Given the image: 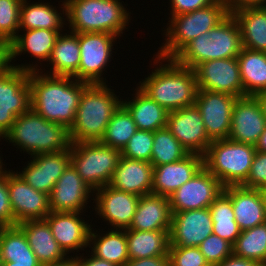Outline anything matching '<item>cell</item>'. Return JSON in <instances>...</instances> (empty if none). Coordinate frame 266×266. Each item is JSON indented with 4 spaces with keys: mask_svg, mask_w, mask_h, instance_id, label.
Wrapping results in <instances>:
<instances>
[{
    "mask_svg": "<svg viewBox=\"0 0 266 266\" xmlns=\"http://www.w3.org/2000/svg\"><path fill=\"white\" fill-rule=\"evenodd\" d=\"M29 84L30 108L45 120L70 129L75 121L80 97L89 83L35 70L29 72Z\"/></svg>",
    "mask_w": 266,
    "mask_h": 266,
    "instance_id": "cell-1",
    "label": "cell"
},
{
    "mask_svg": "<svg viewBox=\"0 0 266 266\" xmlns=\"http://www.w3.org/2000/svg\"><path fill=\"white\" fill-rule=\"evenodd\" d=\"M153 67L137 84L145 94L168 112L194 105L198 86L193 69L158 55H153Z\"/></svg>",
    "mask_w": 266,
    "mask_h": 266,
    "instance_id": "cell-2",
    "label": "cell"
},
{
    "mask_svg": "<svg viewBox=\"0 0 266 266\" xmlns=\"http://www.w3.org/2000/svg\"><path fill=\"white\" fill-rule=\"evenodd\" d=\"M111 87L89 84L84 89L75 121L69 129L72 143L97 142L103 138L111 117L122 104L121 97Z\"/></svg>",
    "mask_w": 266,
    "mask_h": 266,
    "instance_id": "cell-3",
    "label": "cell"
},
{
    "mask_svg": "<svg viewBox=\"0 0 266 266\" xmlns=\"http://www.w3.org/2000/svg\"><path fill=\"white\" fill-rule=\"evenodd\" d=\"M3 138L30 157L69 150L72 144L66 126L45 120L32 108L15 119Z\"/></svg>",
    "mask_w": 266,
    "mask_h": 266,
    "instance_id": "cell-4",
    "label": "cell"
},
{
    "mask_svg": "<svg viewBox=\"0 0 266 266\" xmlns=\"http://www.w3.org/2000/svg\"><path fill=\"white\" fill-rule=\"evenodd\" d=\"M65 4L66 26L74 33L103 32L120 38L131 20L120 0H65Z\"/></svg>",
    "mask_w": 266,
    "mask_h": 266,
    "instance_id": "cell-5",
    "label": "cell"
},
{
    "mask_svg": "<svg viewBox=\"0 0 266 266\" xmlns=\"http://www.w3.org/2000/svg\"><path fill=\"white\" fill-rule=\"evenodd\" d=\"M229 15L224 0L190 13L169 17L167 29L162 30L165 41L155 55L173 59L189 42L210 31Z\"/></svg>",
    "mask_w": 266,
    "mask_h": 266,
    "instance_id": "cell-6",
    "label": "cell"
},
{
    "mask_svg": "<svg viewBox=\"0 0 266 266\" xmlns=\"http://www.w3.org/2000/svg\"><path fill=\"white\" fill-rule=\"evenodd\" d=\"M254 145L231 139L213 140L203 155V166L225 186L242 185L248 178Z\"/></svg>",
    "mask_w": 266,
    "mask_h": 266,
    "instance_id": "cell-7",
    "label": "cell"
},
{
    "mask_svg": "<svg viewBox=\"0 0 266 266\" xmlns=\"http://www.w3.org/2000/svg\"><path fill=\"white\" fill-rule=\"evenodd\" d=\"M8 63L0 71V136L11 129L15 119L30 108L29 72L39 70L37 64Z\"/></svg>",
    "mask_w": 266,
    "mask_h": 266,
    "instance_id": "cell-8",
    "label": "cell"
},
{
    "mask_svg": "<svg viewBox=\"0 0 266 266\" xmlns=\"http://www.w3.org/2000/svg\"><path fill=\"white\" fill-rule=\"evenodd\" d=\"M71 164L82 180L95 191L109 185L121 158V151L97 142L72 143Z\"/></svg>",
    "mask_w": 266,
    "mask_h": 266,
    "instance_id": "cell-9",
    "label": "cell"
},
{
    "mask_svg": "<svg viewBox=\"0 0 266 266\" xmlns=\"http://www.w3.org/2000/svg\"><path fill=\"white\" fill-rule=\"evenodd\" d=\"M118 36L103 32L78 33L80 46L79 81L89 84H106L103 77ZM112 58V59H111ZM106 80V81H105Z\"/></svg>",
    "mask_w": 266,
    "mask_h": 266,
    "instance_id": "cell-10",
    "label": "cell"
},
{
    "mask_svg": "<svg viewBox=\"0 0 266 266\" xmlns=\"http://www.w3.org/2000/svg\"><path fill=\"white\" fill-rule=\"evenodd\" d=\"M224 186L204 166L168 198L172 214L209 208Z\"/></svg>",
    "mask_w": 266,
    "mask_h": 266,
    "instance_id": "cell-11",
    "label": "cell"
},
{
    "mask_svg": "<svg viewBox=\"0 0 266 266\" xmlns=\"http://www.w3.org/2000/svg\"><path fill=\"white\" fill-rule=\"evenodd\" d=\"M7 186L14 226L45 219L50 213L49 195L32 188L13 170L7 169Z\"/></svg>",
    "mask_w": 266,
    "mask_h": 266,
    "instance_id": "cell-12",
    "label": "cell"
},
{
    "mask_svg": "<svg viewBox=\"0 0 266 266\" xmlns=\"http://www.w3.org/2000/svg\"><path fill=\"white\" fill-rule=\"evenodd\" d=\"M238 97L228 93L198 89L195 105L204 122L208 137L228 139L234 103Z\"/></svg>",
    "mask_w": 266,
    "mask_h": 266,
    "instance_id": "cell-13",
    "label": "cell"
},
{
    "mask_svg": "<svg viewBox=\"0 0 266 266\" xmlns=\"http://www.w3.org/2000/svg\"><path fill=\"white\" fill-rule=\"evenodd\" d=\"M193 70L198 89L244 97L237 57L205 61Z\"/></svg>",
    "mask_w": 266,
    "mask_h": 266,
    "instance_id": "cell-14",
    "label": "cell"
},
{
    "mask_svg": "<svg viewBox=\"0 0 266 266\" xmlns=\"http://www.w3.org/2000/svg\"><path fill=\"white\" fill-rule=\"evenodd\" d=\"M166 128L188 153L203 156L212 142L206 133L202 116L195 104L170 111Z\"/></svg>",
    "mask_w": 266,
    "mask_h": 266,
    "instance_id": "cell-15",
    "label": "cell"
},
{
    "mask_svg": "<svg viewBox=\"0 0 266 266\" xmlns=\"http://www.w3.org/2000/svg\"><path fill=\"white\" fill-rule=\"evenodd\" d=\"M93 205L96 215L110 224L112 229H127L130 227L140 197L116 190L109 185L94 191Z\"/></svg>",
    "mask_w": 266,
    "mask_h": 266,
    "instance_id": "cell-16",
    "label": "cell"
},
{
    "mask_svg": "<svg viewBox=\"0 0 266 266\" xmlns=\"http://www.w3.org/2000/svg\"><path fill=\"white\" fill-rule=\"evenodd\" d=\"M22 171L16 173L32 188L50 194L65 169L71 164L70 149L41 153L30 157Z\"/></svg>",
    "mask_w": 266,
    "mask_h": 266,
    "instance_id": "cell-17",
    "label": "cell"
},
{
    "mask_svg": "<svg viewBox=\"0 0 266 266\" xmlns=\"http://www.w3.org/2000/svg\"><path fill=\"white\" fill-rule=\"evenodd\" d=\"M93 194L94 191L70 164L49 194L50 212H84L88 202L93 200Z\"/></svg>",
    "mask_w": 266,
    "mask_h": 266,
    "instance_id": "cell-18",
    "label": "cell"
},
{
    "mask_svg": "<svg viewBox=\"0 0 266 266\" xmlns=\"http://www.w3.org/2000/svg\"><path fill=\"white\" fill-rule=\"evenodd\" d=\"M212 233L209 208L176 212L172 214L169 247H198Z\"/></svg>",
    "mask_w": 266,
    "mask_h": 266,
    "instance_id": "cell-19",
    "label": "cell"
},
{
    "mask_svg": "<svg viewBox=\"0 0 266 266\" xmlns=\"http://www.w3.org/2000/svg\"><path fill=\"white\" fill-rule=\"evenodd\" d=\"M83 212H50L45 220L48 222L52 234L63 249L70 256L71 252L76 256L79 249L82 251L88 247L89 234L93 225L81 217Z\"/></svg>",
    "mask_w": 266,
    "mask_h": 266,
    "instance_id": "cell-20",
    "label": "cell"
},
{
    "mask_svg": "<svg viewBox=\"0 0 266 266\" xmlns=\"http://www.w3.org/2000/svg\"><path fill=\"white\" fill-rule=\"evenodd\" d=\"M266 127V118L254 96L237 98L231 118L228 139L244 144L256 145Z\"/></svg>",
    "mask_w": 266,
    "mask_h": 266,
    "instance_id": "cell-21",
    "label": "cell"
},
{
    "mask_svg": "<svg viewBox=\"0 0 266 266\" xmlns=\"http://www.w3.org/2000/svg\"><path fill=\"white\" fill-rule=\"evenodd\" d=\"M203 167V156L189 153L183 159L154 167L152 194L169 197Z\"/></svg>",
    "mask_w": 266,
    "mask_h": 266,
    "instance_id": "cell-22",
    "label": "cell"
},
{
    "mask_svg": "<svg viewBox=\"0 0 266 266\" xmlns=\"http://www.w3.org/2000/svg\"><path fill=\"white\" fill-rule=\"evenodd\" d=\"M223 191L230 197L235 221L241 231L266 222V210L261 190L242 185L225 186Z\"/></svg>",
    "mask_w": 266,
    "mask_h": 266,
    "instance_id": "cell-23",
    "label": "cell"
},
{
    "mask_svg": "<svg viewBox=\"0 0 266 266\" xmlns=\"http://www.w3.org/2000/svg\"><path fill=\"white\" fill-rule=\"evenodd\" d=\"M153 172L154 166L150 162L121 156L109 186L139 197L151 194Z\"/></svg>",
    "mask_w": 266,
    "mask_h": 266,
    "instance_id": "cell-24",
    "label": "cell"
},
{
    "mask_svg": "<svg viewBox=\"0 0 266 266\" xmlns=\"http://www.w3.org/2000/svg\"><path fill=\"white\" fill-rule=\"evenodd\" d=\"M172 212L169 198L156 194L140 197L128 229L138 231L165 230L170 232Z\"/></svg>",
    "mask_w": 266,
    "mask_h": 266,
    "instance_id": "cell-25",
    "label": "cell"
},
{
    "mask_svg": "<svg viewBox=\"0 0 266 266\" xmlns=\"http://www.w3.org/2000/svg\"><path fill=\"white\" fill-rule=\"evenodd\" d=\"M19 32L21 34H18L7 46L8 63H14L17 56L22 55V53H29L31 58H36L40 64L43 61L48 63L55 41L61 32L43 28L19 30ZM13 60L14 62H12Z\"/></svg>",
    "mask_w": 266,
    "mask_h": 266,
    "instance_id": "cell-26",
    "label": "cell"
},
{
    "mask_svg": "<svg viewBox=\"0 0 266 266\" xmlns=\"http://www.w3.org/2000/svg\"><path fill=\"white\" fill-rule=\"evenodd\" d=\"M17 226L24 232L28 244L41 265L58 262L68 256L55 240L45 219L27 220Z\"/></svg>",
    "mask_w": 266,
    "mask_h": 266,
    "instance_id": "cell-27",
    "label": "cell"
},
{
    "mask_svg": "<svg viewBox=\"0 0 266 266\" xmlns=\"http://www.w3.org/2000/svg\"><path fill=\"white\" fill-rule=\"evenodd\" d=\"M62 2L60 12L49 2H31L22 0L19 30L49 29L63 32L66 25V4ZM62 11V12H61ZM65 22V23H64Z\"/></svg>",
    "mask_w": 266,
    "mask_h": 266,
    "instance_id": "cell-28",
    "label": "cell"
},
{
    "mask_svg": "<svg viewBox=\"0 0 266 266\" xmlns=\"http://www.w3.org/2000/svg\"><path fill=\"white\" fill-rule=\"evenodd\" d=\"M69 30L60 33L55 41L52 54L49 59L50 71L41 72L54 76H69L79 80L80 46L78 33Z\"/></svg>",
    "mask_w": 266,
    "mask_h": 266,
    "instance_id": "cell-29",
    "label": "cell"
},
{
    "mask_svg": "<svg viewBox=\"0 0 266 266\" xmlns=\"http://www.w3.org/2000/svg\"><path fill=\"white\" fill-rule=\"evenodd\" d=\"M134 97L123 100L122 105L128 110L139 130L155 132L167 125L168 111L145 94L137 85Z\"/></svg>",
    "mask_w": 266,
    "mask_h": 266,
    "instance_id": "cell-30",
    "label": "cell"
},
{
    "mask_svg": "<svg viewBox=\"0 0 266 266\" xmlns=\"http://www.w3.org/2000/svg\"><path fill=\"white\" fill-rule=\"evenodd\" d=\"M92 229L93 227L89 234L88 247L91 249L89 252L99 259L114 263L117 266H124L129 261L126 229L112 228L108 231L102 229L98 233L96 228Z\"/></svg>",
    "mask_w": 266,
    "mask_h": 266,
    "instance_id": "cell-31",
    "label": "cell"
},
{
    "mask_svg": "<svg viewBox=\"0 0 266 266\" xmlns=\"http://www.w3.org/2000/svg\"><path fill=\"white\" fill-rule=\"evenodd\" d=\"M208 61L236 58L242 49L239 24L232 14L209 31Z\"/></svg>",
    "mask_w": 266,
    "mask_h": 266,
    "instance_id": "cell-32",
    "label": "cell"
},
{
    "mask_svg": "<svg viewBox=\"0 0 266 266\" xmlns=\"http://www.w3.org/2000/svg\"><path fill=\"white\" fill-rule=\"evenodd\" d=\"M241 31L242 47L266 52V7H247L232 13Z\"/></svg>",
    "mask_w": 266,
    "mask_h": 266,
    "instance_id": "cell-33",
    "label": "cell"
},
{
    "mask_svg": "<svg viewBox=\"0 0 266 266\" xmlns=\"http://www.w3.org/2000/svg\"><path fill=\"white\" fill-rule=\"evenodd\" d=\"M165 230L138 231L126 229L129 260L168 256L170 238Z\"/></svg>",
    "mask_w": 266,
    "mask_h": 266,
    "instance_id": "cell-34",
    "label": "cell"
},
{
    "mask_svg": "<svg viewBox=\"0 0 266 266\" xmlns=\"http://www.w3.org/2000/svg\"><path fill=\"white\" fill-rule=\"evenodd\" d=\"M0 262H14L21 266H42L24 232L16 225L0 227Z\"/></svg>",
    "mask_w": 266,
    "mask_h": 266,
    "instance_id": "cell-35",
    "label": "cell"
},
{
    "mask_svg": "<svg viewBox=\"0 0 266 266\" xmlns=\"http://www.w3.org/2000/svg\"><path fill=\"white\" fill-rule=\"evenodd\" d=\"M244 96L266 91V52L242 47L237 56Z\"/></svg>",
    "mask_w": 266,
    "mask_h": 266,
    "instance_id": "cell-36",
    "label": "cell"
},
{
    "mask_svg": "<svg viewBox=\"0 0 266 266\" xmlns=\"http://www.w3.org/2000/svg\"><path fill=\"white\" fill-rule=\"evenodd\" d=\"M209 209L213 221V234L218 235L233 245L241 230L235 221L230 197L222 191L210 205Z\"/></svg>",
    "mask_w": 266,
    "mask_h": 266,
    "instance_id": "cell-37",
    "label": "cell"
},
{
    "mask_svg": "<svg viewBox=\"0 0 266 266\" xmlns=\"http://www.w3.org/2000/svg\"><path fill=\"white\" fill-rule=\"evenodd\" d=\"M232 248L233 255L266 266V222L241 231Z\"/></svg>",
    "mask_w": 266,
    "mask_h": 266,
    "instance_id": "cell-38",
    "label": "cell"
},
{
    "mask_svg": "<svg viewBox=\"0 0 266 266\" xmlns=\"http://www.w3.org/2000/svg\"><path fill=\"white\" fill-rule=\"evenodd\" d=\"M137 130L130 113L121 104L111 117L100 142L121 151Z\"/></svg>",
    "mask_w": 266,
    "mask_h": 266,
    "instance_id": "cell-39",
    "label": "cell"
},
{
    "mask_svg": "<svg viewBox=\"0 0 266 266\" xmlns=\"http://www.w3.org/2000/svg\"><path fill=\"white\" fill-rule=\"evenodd\" d=\"M188 154V151L166 127L153 132V148L150 163L154 167L177 162Z\"/></svg>",
    "mask_w": 266,
    "mask_h": 266,
    "instance_id": "cell-40",
    "label": "cell"
},
{
    "mask_svg": "<svg viewBox=\"0 0 266 266\" xmlns=\"http://www.w3.org/2000/svg\"><path fill=\"white\" fill-rule=\"evenodd\" d=\"M22 0H0V44L8 46L19 34Z\"/></svg>",
    "mask_w": 266,
    "mask_h": 266,
    "instance_id": "cell-41",
    "label": "cell"
},
{
    "mask_svg": "<svg viewBox=\"0 0 266 266\" xmlns=\"http://www.w3.org/2000/svg\"><path fill=\"white\" fill-rule=\"evenodd\" d=\"M209 31L189 42L173 59L180 65L194 69L202 62L208 61Z\"/></svg>",
    "mask_w": 266,
    "mask_h": 266,
    "instance_id": "cell-42",
    "label": "cell"
},
{
    "mask_svg": "<svg viewBox=\"0 0 266 266\" xmlns=\"http://www.w3.org/2000/svg\"><path fill=\"white\" fill-rule=\"evenodd\" d=\"M152 148L153 132L138 129L121 150V156L128 159L150 162Z\"/></svg>",
    "mask_w": 266,
    "mask_h": 266,
    "instance_id": "cell-43",
    "label": "cell"
},
{
    "mask_svg": "<svg viewBox=\"0 0 266 266\" xmlns=\"http://www.w3.org/2000/svg\"><path fill=\"white\" fill-rule=\"evenodd\" d=\"M198 248L210 266L219 264L233 254L232 244L213 233Z\"/></svg>",
    "mask_w": 266,
    "mask_h": 266,
    "instance_id": "cell-44",
    "label": "cell"
},
{
    "mask_svg": "<svg viewBox=\"0 0 266 266\" xmlns=\"http://www.w3.org/2000/svg\"><path fill=\"white\" fill-rule=\"evenodd\" d=\"M169 266H210L198 247H169Z\"/></svg>",
    "mask_w": 266,
    "mask_h": 266,
    "instance_id": "cell-45",
    "label": "cell"
},
{
    "mask_svg": "<svg viewBox=\"0 0 266 266\" xmlns=\"http://www.w3.org/2000/svg\"><path fill=\"white\" fill-rule=\"evenodd\" d=\"M242 186L258 190L266 188V153L256 151L248 178Z\"/></svg>",
    "mask_w": 266,
    "mask_h": 266,
    "instance_id": "cell-46",
    "label": "cell"
},
{
    "mask_svg": "<svg viewBox=\"0 0 266 266\" xmlns=\"http://www.w3.org/2000/svg\"><path fill=\"white\" fill-rule=\"evenodd\" d=\"M14 226V217L10 206L7 170L0 175V227Z\"/></svg>",
    "mask_w": 266,
    "mask_h": 266,
    "instance_id": "cell-47",
    "label": "cell"
},
{
    "mask_svg": "<svg viewBox=\"0 0 266 266\" xmlns=\"http://www.w3.org/2000/svg\"><path fill=\"white\" fill-rule=\"evenodd\" d=\"M170 17L190 13L195 10L204 8L216 0H169Z\"/></svg>",
    "mask_w": 266,
    "mask_h": 266,
    "instance_id": "cell-48",
    "label": "cell"
},
{
    "mask_svg": "<svg viewBox=\"0 0 266 266\" xmlns=\"http://www.w3.org/2000/svg\"><path fill=\"white\" fill-rule=\"evenodd\" d=\"M229 14L247 7H266V0H224Z\"/></svg>",
    "mask_w": 266,
    "mask_h": 266,
    "instance_id": "cell-49",
    "label": "cell"
},
{
    "mask_svg": "<svg viewBox=\"0 0 266 266\" xmlns=\"http://www.w3.org/2000/svg\"><path fill=\"white\" fill-rule=\"evenodd\" d=\"M124 266H169L168 256L129 260Z\"/></svg>",
    "mask_w": 266,
    "mask_h": 266,
    "instance_id": "cell-50",
    "label": "cell"
},
{
    "mask_svg": "<svg viewBox=\"0 0 266 266\" xmlns=\"http://www.w3.org/2000/svg\"><path fill=\"white\" fill-rule=\"evenodd\" d=\"M90 255L88 254L89 258L87 256L84 257L83 253L80 256H76L78 266H117L114 263L99 259L94 255H92L91 253Z\"/></svg>",
    "mask_w": 266,
    "mask_h": 266,
    "instance_id": "cell-51",
    "label": "cell"
},
{
    "mask_svg": "<svg viewBox=\"0 0 266 266\" xmlns=\"http://www.w3.org/2000/svg\"><path fill=\"white\" fill-rule=\"evenodd\" d=\"M215 266H262V265H260L255 261L241 258L232 254Z\"/></svg>",
    "mask_w": 266,
    "mask_h": 266,
    "instance_id": "cell-52",
    "label": "cell"
},
{
    "mask_svg": "<svg viewBox=\"0 0 266 266\" xmlns=\"http://www.w3.org/2000/svg\"><path fill=\"white\" fill-rule=\"evenodd\" d=\"M42 266H78L77 257L76 255L74 256V253H73V256L72 255L70 257L67 256L65 259L61 261L53 262L51 264H46Z\"/></svg>",
    "mask_w": 266,
    "mask_h": 266,
    "instance_id": "cell-53",
    "label": "cell"
},
{
    "mask_svg": "<svg viewBox=\"0 0 266 266\" xmlns=\"http://www.w3.org/2000/svg\"><path fill=\"white\" fill-rule=\"evenodd\" d=\"M8 64L7 46L0 44V71Z\"/></svg>",
    "mask_w": 266,
    "mask_h": 266,
    "instance_id": "cell-54",
    "label": "cell"
},
{
    "mask_svg": "<svg viewBox=\"0 0 266 266\" xmlns=\"http://www.w3.org/2000/svg\"><path fill=\"white\" fill-rule=\"evenodd\" d=\"M254 97L257 99L261 110L263 112V115L266 118V91H262L260 93H257L256 95H254Z\"/></svg>",
    "mask_w": 266,
    "mask_h": 266,
    "instance_id": "cell-55",
    "label": "cell"
},
{
    "mask_svg": "<svg viewBox=\"0 0 266 266\" xmlns=\"http://www.w3.org/2000/svg\"><path fill=\"white\" fill-rule=\"evenodd\" d=\"M257 151L266 153V127L264 132L260 135L258 142L255 145Z\"/></svg>",
    "mask_w": 266,
    "mask_h": 266,
    "instance_id": "cell-56",
    "label": "cell"
},
{
    "mask_svg": "<svg viewBox=\"0 0 266 266\" xmlns=\"http://www.w3.org/2000/svg\"><path fill=\"white\" fill-rule=\"evenodd\" d=\"M1 139H3V137L0 136V140ZM1 158L3 159V157L0 156V175L6 171L5 169H7L6 167H4L5 163H3V160Z\"/></svg>",
    "mask_w": 266,
    "mask_h": 266,
    "instance_id": "cell-57",
    "label": "cell"
},
{
    "mask_svg": "<svg viewBox=\"0 0 266 266\" xmlns=\"http://www.w3.org/2000/svg\"><path fill=\"white\" fill-rule=\"evenodd\" d=\"M0 266H21V265H14V262H0Z\"/></svg>",
    "mask_w": 266,
    "mask_h": 266,
    "instance_id": "cell-58",
    "label": "cell"
},
{
    "mask_svg": "<svg viewBox=\"0 0 266 266\" xmlns=\"http://www.w3.org/2000/svg\"><path fill=\"white\" fill-rule=\"evenodd\" d=\"M264 198V203H265V210H266V188L261 190Z\"/></svg>",
    "mask_w": 266,
    "mask_h": 266,
    "instance_id": "cell-59",
    "label": "cell"
}]
</instances>
